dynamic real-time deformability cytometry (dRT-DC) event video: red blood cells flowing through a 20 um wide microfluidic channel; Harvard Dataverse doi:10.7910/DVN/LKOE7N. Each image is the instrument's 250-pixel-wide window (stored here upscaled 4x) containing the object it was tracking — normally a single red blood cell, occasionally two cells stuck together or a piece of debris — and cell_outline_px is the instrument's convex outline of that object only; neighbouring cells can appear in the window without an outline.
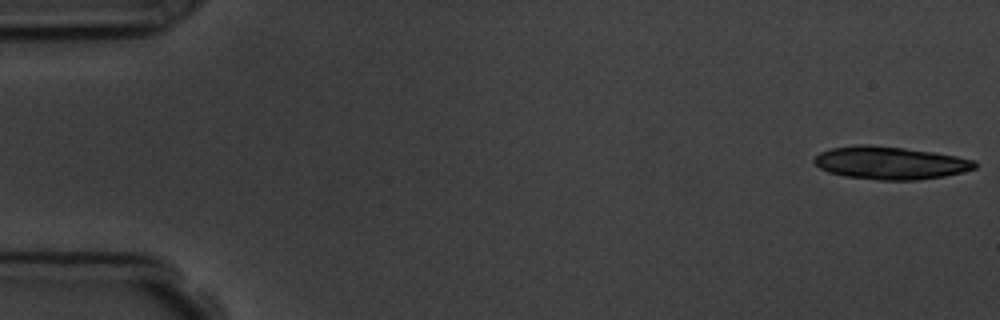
{"species": "common noctule bat (a hibernating species)", "species_latin": "Nyctalus noctula", "temperature_condition": "room temperature", "stored_images_in_passage": 7, "camera_frame_rate_fps": 3000, "um_per_image_px": 0.085, "animal": {"sex": "male", "body_mass_g": 19.5, "forearm_length_mm": 54.6}, "frame": {"image": 1, "passage_image": 1, "time_ms": 0.0, "image_size_px": [1000, 320], "cell_outline_px": [[976, 168], [944, 176], [916, 180], [880, 180], [844, 176], [828, 172], [820, 168], [812, 160], [820, 152], [832, 148], [856, 144], [868, 144], [904, 148], [936, 152], [976, 160]], "centroid_in_image_um": [75.66, 13.84], "position_along_channel_um": 9.3, "area_um2": 30.75}}